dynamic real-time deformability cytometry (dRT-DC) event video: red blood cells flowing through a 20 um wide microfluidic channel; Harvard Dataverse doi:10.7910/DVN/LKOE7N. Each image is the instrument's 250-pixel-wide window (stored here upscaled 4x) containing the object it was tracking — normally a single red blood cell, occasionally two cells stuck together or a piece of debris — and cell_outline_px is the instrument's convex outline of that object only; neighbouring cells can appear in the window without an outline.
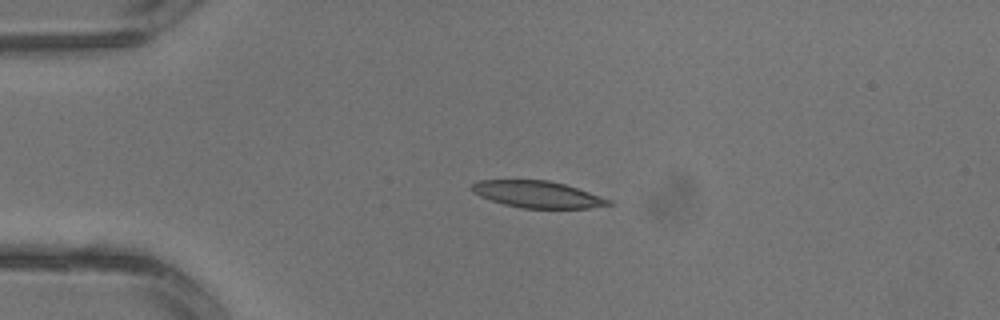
{"species": "common noctule bat (a hibernating species)", "species_latin": "Nyctalus noctula", "temperature_condition": "warm", "stored_images_in_passage": 3, "camera_frame_rate_fps": 3000, "um_per_image_px": 0.085, "animal": {"sex": "male", "body_mass_g": 13.3}, "frame": {"image": 1, "passage_image": 3, "time_ms": 0.667, "image_size_px": [1000, 320], "cell_outline_px": [[616, 204], [588, 208], [520, 208], [504, 204], [480, 196], [472, 188], [472, 184], [480, 180], [548, 180], [564, 184], [612, 200]], "centroid_in_image_um": [45.74, 16.53], "position_along_channel_um": 39.3, "area_um2": 21.04}}